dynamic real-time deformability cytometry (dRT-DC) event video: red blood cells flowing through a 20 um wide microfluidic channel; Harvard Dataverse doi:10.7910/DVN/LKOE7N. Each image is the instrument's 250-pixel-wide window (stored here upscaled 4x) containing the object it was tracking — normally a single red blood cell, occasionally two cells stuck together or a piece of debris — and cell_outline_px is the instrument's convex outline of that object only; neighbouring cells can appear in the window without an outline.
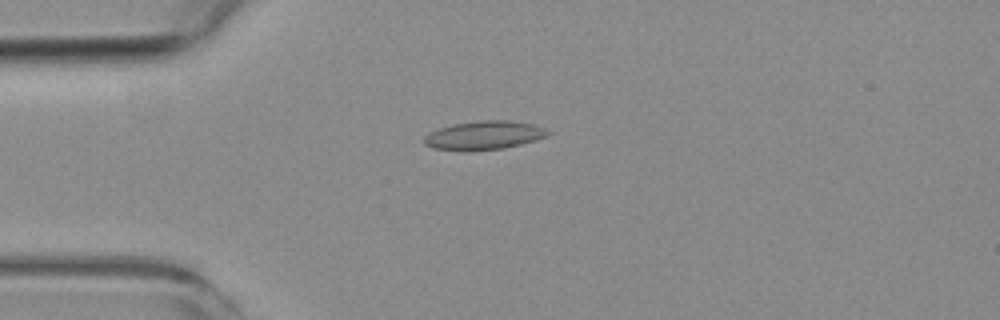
{"species": "common noctule bat (a hibernating species)", "species_latin": "Nyctalus noctula", "temperature_condition": "room temperature", "stored_images_in_passage": 6, "camera_frame_rate_fps": 3000, "um_per_image_px": 0.085, "animal": {"sex": "female", "body_mass_g": 19.3, "forearm_length_mm": 54.1}, "frame": {"image": 1, "passage_image": 1, "time_ms": 0.0, "image_size_px": [1000, 320], "cell_outline_px": [[552, 132], [548, 136], [536, 140], [504, 148], [432, 148], [424, 144], [424, 136], [428, 132], [452, 124], [480, 120], [508, 120], [532, 124], [544, 128]], "centroid_in_image_um": [41.19, 11.45], "position_along_channel_um": 43.8, "area_um2": 19.94}}
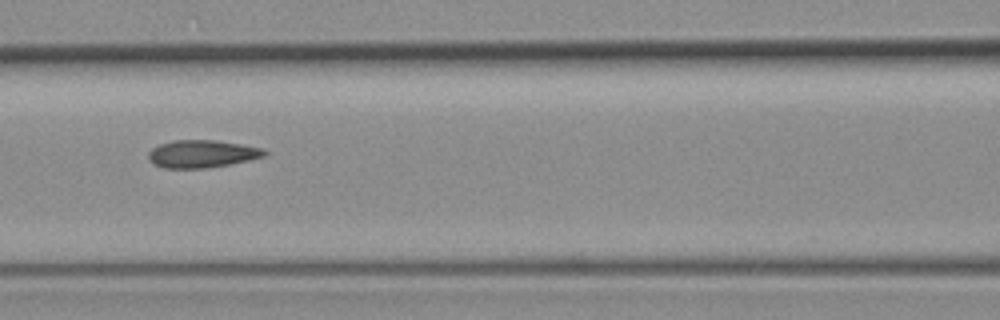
{"frame": {"image": 2, "passage_image": 4, "time_ms": 3.333, "image_size_px": [1000, 320], "cell_outline_px": [[268, 152], [264, 156], [248, 160], [228, 164], [204, 168], [164, 168], [152, 164], [148, 160], [148, 152], [152, 148], [160, 144], [172, 140], [216, 140], [264, 148]], "centroid_in_image_um": [17.13, 13.07], "position_along_channel_um": 149.5, "area_um2": 18.67}}
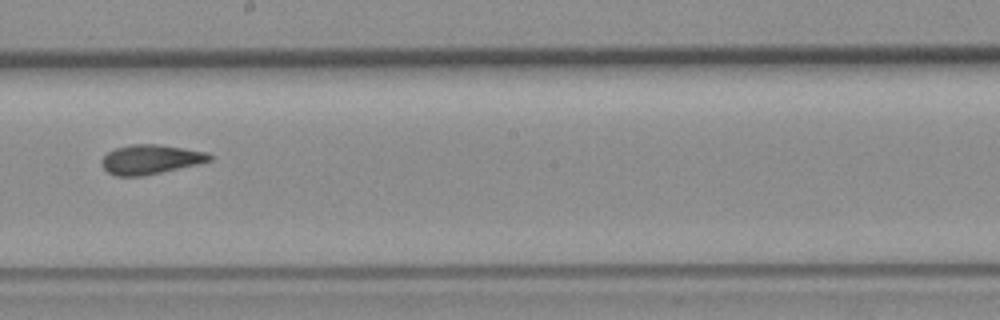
{"frame": {"image": 3, "passage_image": 6, "time_ms": 5.667, "image_size_px": [1000, 320], "cell_outline_px": [[216, 156], [212, 160], [200, 164], [144, 176], [116, 176], [108, 172], [104, 168], [100, 160], [108, 152], [116, 148], [132, 144], [160, 144], [208, 152]], "centroid_in_image_um": [12.86, 13.55], "position_along_channel_um": 235.3, "area_um2": 18.79}}